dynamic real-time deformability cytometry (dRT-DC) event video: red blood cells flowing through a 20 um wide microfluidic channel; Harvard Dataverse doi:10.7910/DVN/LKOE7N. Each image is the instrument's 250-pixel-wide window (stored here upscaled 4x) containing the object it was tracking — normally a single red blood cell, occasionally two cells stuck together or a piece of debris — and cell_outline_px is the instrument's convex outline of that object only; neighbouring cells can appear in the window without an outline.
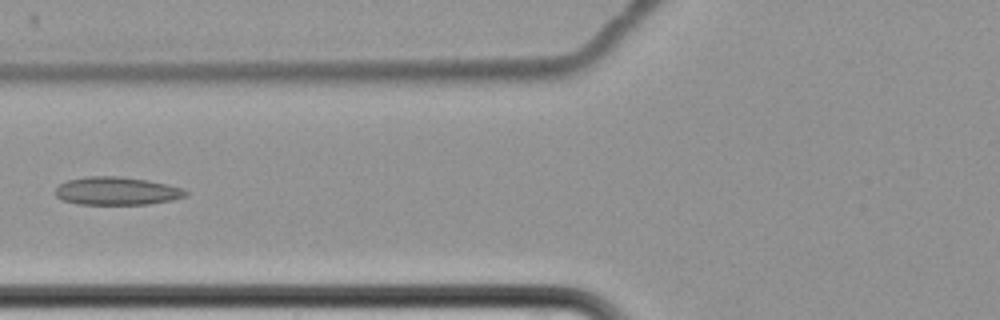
{"species": "common noctule bat (a hibernating species)", "species_latin": "Nyctalus noctula", "temperature_condition": "cold", "stored_images_in_passage": 7, "camera_frame_rate_fps": 3000, "um_per_image_px": 0.085, "animal": {"sex": "female", "body_mass_g": 22.7, "forearm_length_mm": 54.2}, "frame": {"image": 1, "passage_image": 7, "time_ms": 7.333, "image_size_px": [1000, 320], "cell_outline_px": [[188, 196], [172, 200], [148, 204], [80, 204], [64, 200], [56, 196], [56, 188], [60, 184], [68, 180], [88, 176], [120, 176], [148, 180], [168, 184], [184, 188], [188, 192]], "centroid_in_image_um": [9.98, 16.23], "position_along_channel_um": 115.8, "area_um2": 21.33}}